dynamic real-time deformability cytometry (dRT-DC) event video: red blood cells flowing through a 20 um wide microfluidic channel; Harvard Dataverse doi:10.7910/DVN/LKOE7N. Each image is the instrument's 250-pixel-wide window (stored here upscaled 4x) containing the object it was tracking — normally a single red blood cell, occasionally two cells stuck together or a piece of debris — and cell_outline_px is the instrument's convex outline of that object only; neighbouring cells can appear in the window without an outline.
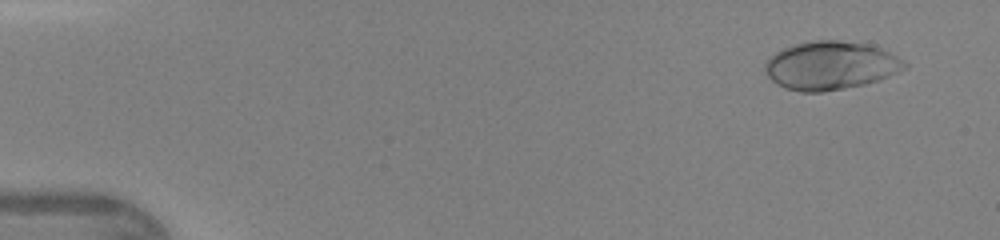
{"species": "human", "species_latin": "Homo sapiens", "temperature_condition": "warm", "stored_images_in_passage": 47, "segment_of_instrument_passage": [1, 2], "camera_frame_rate_fps": 3000, "um_per_image_px": 0.085, "donor": {"sex": "female"}, "frame": {"image": 1, "passage_image": 3, "time_ms": 0.667, "image_size_px": [1000, 240], "cell_outline_px": [[908, 68], [880, 80], [864, 84], [844, 88], [820, 92], [800, 92], [784, 88], [772, 80], [768, 76], [764, 68], [764, 64], [776, 52], [784, 48], [796, 44], [812, 40], [840, 40], [864, 44], [880, 48], [896, 56], [908, 64]], "centroid_in_image_um": [70.61, 5.58], "position_along_channel_um": 14.4, "area_um2": 39.13}}
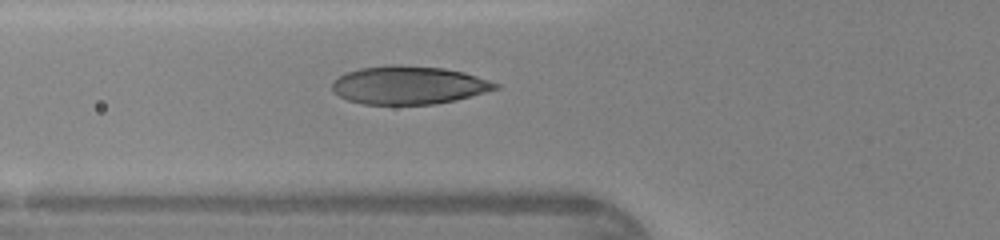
{"frame": {"image": 2, "passage_image": 17, "time_ms": 5.333, "image_size_px": [1000, 240], "cell_outline_px": [[500, 88], [472, 96], [456, 100], [436, 104], [364, 104], [348, 100], [340, 96], [332, 88], [332, 80], [348, 72], [360, 68], [392, 64], [400, 64], [444, 68], [464, 72], [500, 84]], "centroid_in_image_um": [34.77, 7.23], "position_along_channel_um": 91.0, "area_um2": 36.36}}
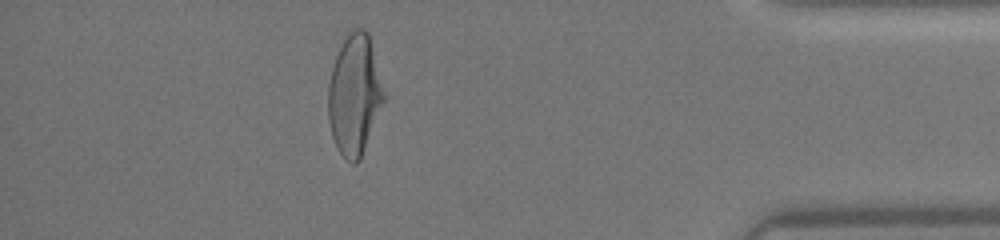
{"frame": {"image": 3, "passage_image": 41, "time_ms": 13.333, "image_size_px": [1000, 240], "cell_outline_px": [[384, 100], [360, 160], [356, 164], [352, 164], [336, 148], [332, 136], [328, 120], [328, 84], [332, 68], [336, 56], [348, 28], [364, 28], [368, 32], [384, 92]], "centroid_in_image_um": [30.1, 8.04], "position_along_channel_um": 405.1, "area_um2": 38.9}}